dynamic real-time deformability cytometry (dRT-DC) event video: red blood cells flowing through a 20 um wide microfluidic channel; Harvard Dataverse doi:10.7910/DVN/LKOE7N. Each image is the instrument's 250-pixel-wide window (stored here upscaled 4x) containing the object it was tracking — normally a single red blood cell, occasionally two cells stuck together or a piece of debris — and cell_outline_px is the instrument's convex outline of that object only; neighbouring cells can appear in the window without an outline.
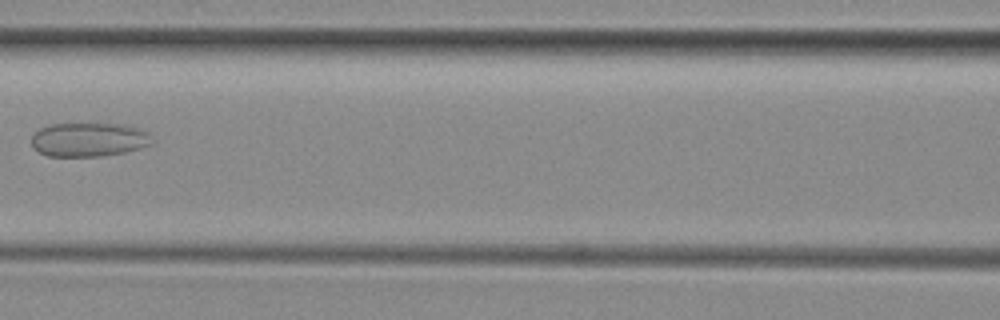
{"species": "common noctule bat (a hibernating species)", "species_latin": "Nyctalus noctula", "temperature_condition": "room temperature", "stored_images_in_passage": 4, "camera_frame_rate_fps": 3000, "um_per_image_px": 0.085, "animal": {"sex": "female", "body_mass_g": 29.2, "forearm_length_mm": 56.3}, "frame": {"image": 1, "passage_image": 3, "time_ms": 2.333, "image_size_px": [1000, 320], "cell_outline_px": [[152, 144], [140, 148], [124, 152], [100, 156], [48, 156], [40, 152], [32, 144], [32, 136], [40, 128], [48, 124], [124, 124], [140, 128], [148, 132]], "centroid_in_image_um": [7.56, 11.86], "position_along_channel_um": 159.0, "area_um2": 23.7}}
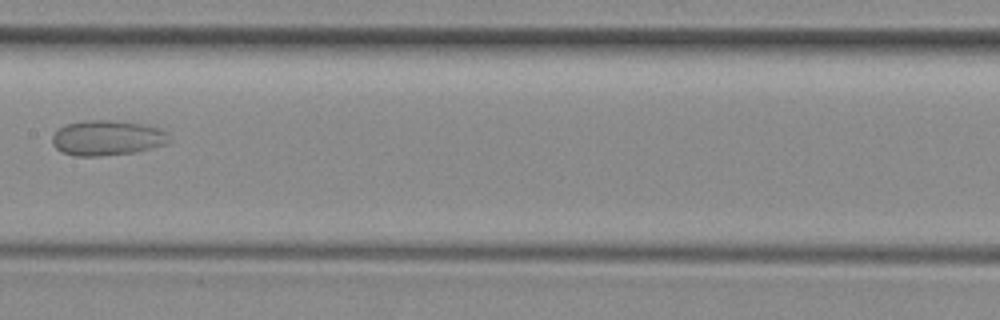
{"frame": {"image": 2, "passage_image": 4, "time_ms": 3.333, "image_size_px": [1000, 320], "cell_outline_px": [[172, 140], [164, 144], [152, 148], [136, 152], [100, 156], [76, 156], [64, 152], [56, 148], [52, 144], [52, 136], [64, 124], [84, 120], [112, 120], [144, 124], [160, 128], [168, 132]], "centroid_in_image_um": [9.14, 11.71], "position_along_channel_um": 198.3, "area_um2": 24.16}}